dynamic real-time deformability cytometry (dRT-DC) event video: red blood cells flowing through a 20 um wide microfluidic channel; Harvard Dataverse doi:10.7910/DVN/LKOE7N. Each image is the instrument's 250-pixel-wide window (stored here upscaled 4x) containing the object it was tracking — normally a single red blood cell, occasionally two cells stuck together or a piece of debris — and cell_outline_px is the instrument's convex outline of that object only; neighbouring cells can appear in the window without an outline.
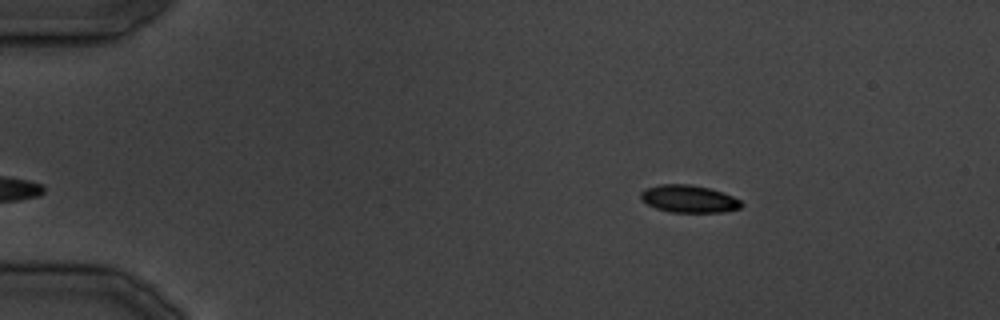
{"species": "common noctule bat (a hibernating species)", "species_latin": "Nyctalus noctula", "temperature_condition": "cold", "stored_images_in_passage": 32, "camera_frame_rate_fps": 3000, "um_per_image_px": 0.085, "animal": {"sex": "male", "body_mass_g": 19.5, "forearm_length_mm": 54.6}, "frame": {"image": 1, "passage_image": 1, "time_ms": 0.0, "image_size_px": [1000, 320], "cell_outline_px": [[744, 204], [740, 208], [724, 212], [668, 212], [656, 208], [640, 200], [640, 192], [644, 188], [660, 184], [688, 184], [708, 188], [724, 192], [740, 200]], "centroid_in_image_um": [58.53, 16.9], "position_along_channel_um": 26.5, "area_um2": 16.24}}
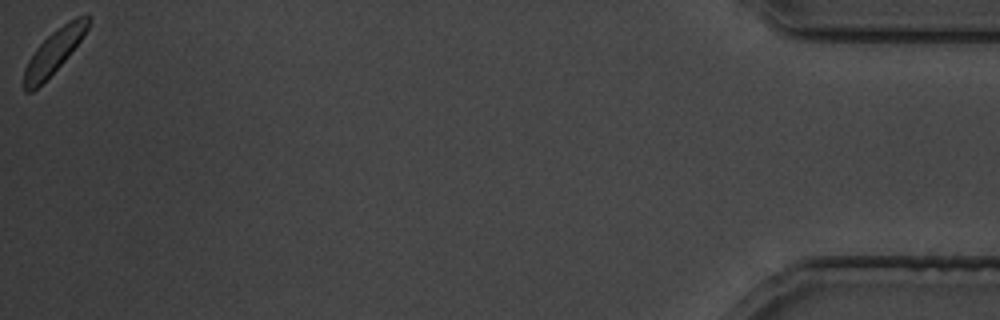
{"frame": {"image": 2, "passage_image": 32, "time_ms": 39.333, "image_size_px": [1000, 320], "cell_outline_px": [[92, 20], [88, 28], [80, 40], [68, 56], [32, 92], [24, 92], [24, 68], [28, 60], [36, 48], [52, 32], [64, 24], [80, 16], [88, 16]], "centroid_in_image_um": [4.57, 4.39], "position_along_channel_um": 430.6, "area_um2": 15.61}}